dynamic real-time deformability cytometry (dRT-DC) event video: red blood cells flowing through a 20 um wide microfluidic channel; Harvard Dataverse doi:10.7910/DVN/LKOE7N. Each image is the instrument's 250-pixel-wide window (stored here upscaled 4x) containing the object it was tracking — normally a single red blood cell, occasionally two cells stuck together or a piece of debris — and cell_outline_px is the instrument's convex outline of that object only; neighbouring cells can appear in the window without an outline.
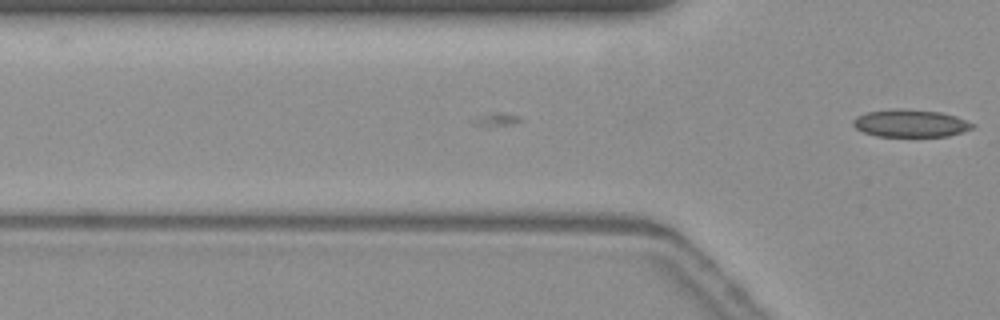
{"species": "common noctule bat (a hibernating species)", "species_latin": "Nyctalus noctula", "temperature_condition": "warm", "stored_images_in_passage": 20, "camera_frame_rate_fps": 3000, "um_per_image_px": 0.085, "animal": {"sex": "female", "body_mass_g": 19.3, "forearm_length_mm": 54.1}, "frame": {"image": 1, "passage_image": 20, "time_ms": 6.333, "image_size_px": [1000, 320], "cell_outline_px": [[976, 124], [972, 128], [948, 136], [876, 136], [864, 132], [856, 128], [852, 124], [852, 120], [856, 116], [868, 112], [940, 112], [956, 116]], "centroid_in_image_um": [77.41, 10.54], "position_along_channel_um": 48.4, "area_um2": 17.98}}